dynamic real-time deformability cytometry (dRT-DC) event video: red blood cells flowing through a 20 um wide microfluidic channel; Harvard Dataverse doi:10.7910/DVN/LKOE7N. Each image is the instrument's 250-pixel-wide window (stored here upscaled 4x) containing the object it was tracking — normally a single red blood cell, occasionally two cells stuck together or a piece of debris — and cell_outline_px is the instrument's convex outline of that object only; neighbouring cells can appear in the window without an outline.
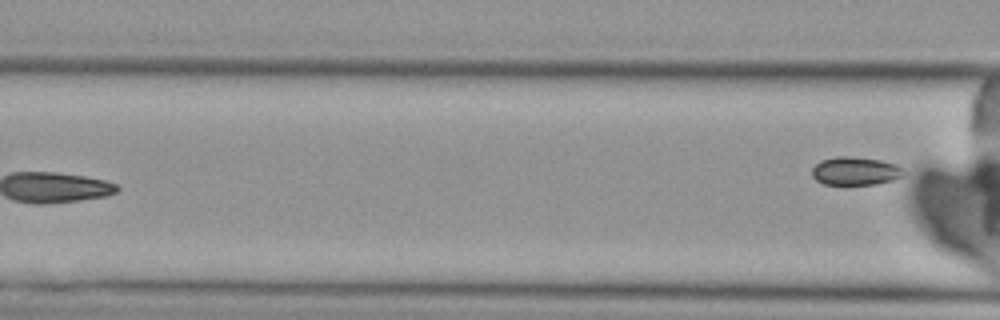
{"species": "Egyptian fruit bat (a non-hibernating species)", "species_latin": "Rousettus aegyptiacus", "temperature_condition": "cold", "stored_images_in_passage": 5, "camera_frame_rate_fps": 3000, "um_per_image_px": 0.085, "animal": {"sex": "female"}, "frame": {"image": 1, "passage_image": 5, "time_ms": 4.667, "image_size_px": [1000, 320], "cell_outline_px": [[904, 176], [892, 180], [876, 184], [824, 184], [816, 180], [812, 176], [812, 168], [820, 160], [836, 156], [848, 156], [880, 160], [896, 164], [904, 172]], "centroid_in_image_um": [72.68, 14.53], "position_along_channel_um": 93.9, "area_um2": 15.03}}